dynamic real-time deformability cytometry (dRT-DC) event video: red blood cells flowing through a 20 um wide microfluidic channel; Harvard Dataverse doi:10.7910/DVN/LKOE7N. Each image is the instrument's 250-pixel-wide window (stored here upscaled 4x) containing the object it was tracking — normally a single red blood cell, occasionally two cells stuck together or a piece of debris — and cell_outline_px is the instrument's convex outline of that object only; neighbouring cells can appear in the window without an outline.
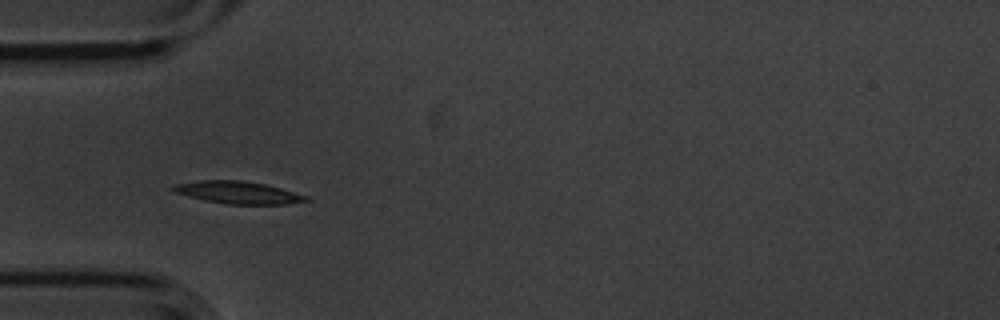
{"species": "common noctule bat (a hibernating species)", "species_latin": "Nyctalus noctula", "temperature_condition": "cold", "stored_images_in_passage": 5, "camera_frame_rate_fps": 3000, "um_per_image_px": 0.085, "animal": {"sex": "male", "body_mass_g": 20.1, "forearm_length_mm": 53.5}, "frame": {"image": 1, "passage_image": 5, "time_ms": 1.333, "image_size_px": [1000, 320], "cell_outline_px": [[312, 200], [288, 204], [224, 204], [204, 200], [188, 196], [176, 192], [168, 188], [172, 184], [200, 180], [240, 180], [264, 184], [280, 188], [308, 196]], "centroid_in_image_um": [20.2, 16.36], "position_along_channel_um": 64.8, "area_um2": 17.4}}